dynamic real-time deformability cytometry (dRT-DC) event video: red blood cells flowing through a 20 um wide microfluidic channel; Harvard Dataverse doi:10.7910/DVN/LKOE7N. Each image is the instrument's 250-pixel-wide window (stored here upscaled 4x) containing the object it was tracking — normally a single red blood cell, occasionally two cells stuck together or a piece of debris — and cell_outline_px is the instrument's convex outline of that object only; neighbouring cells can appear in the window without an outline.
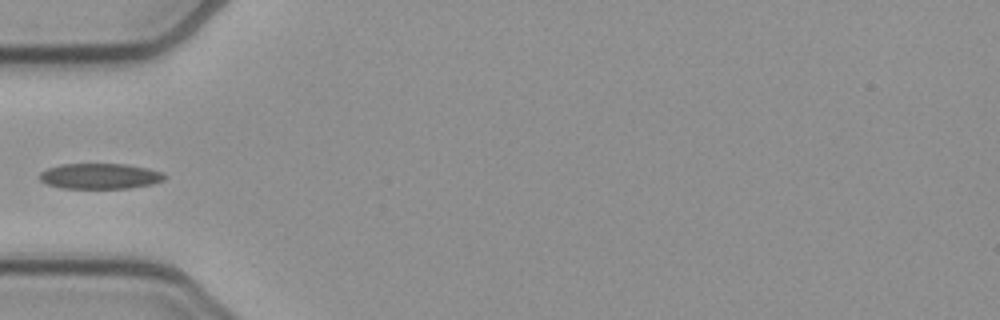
{"species": "common noctule bat (a hibernating species)", "species_latin": "Nyctalus noctula", "temperature_condition": "cold", "stored_images_in_passage": 36, "camera_frame_rate_fps": 3000, "um_per_image_px": 0.085, "animal": {"sex": "female", "body_mass_g": 21.9}, "frame": {"image": 1, "passage_image": 1, "time_ms": 0.0, "image_size_px": [1000, 320], "cell_outline_px": [[168, 176], [164, 180], [152, 184], [128, 188], [60, 188], [48, 184], [40, 180], [40, 172], [48, 168], [60, 164], [128, 164], [148, 168], [164, 172]], "centroid_in_image_um": [8.54, 14.96], "position_along_channel_um": 76.5, "area_um2": 18.73}}
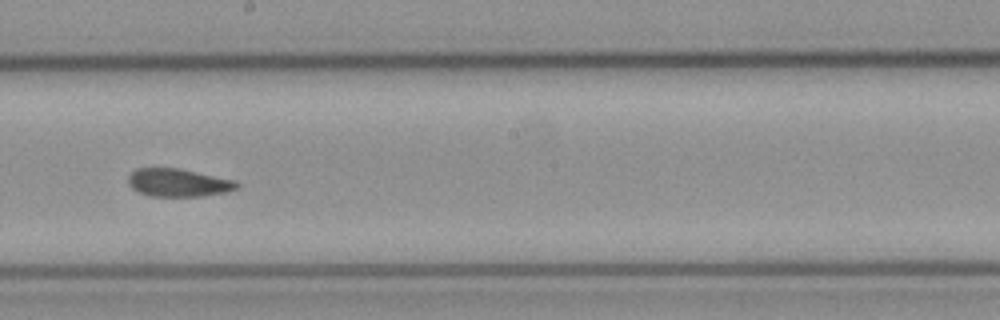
{"frame": {"image": 2, "passage_image": 13, "time_ms": 4.0, "image_size_px": [1000, 320], "cell_outline_px": [[240, 188], [224, 192], [204, 196], [148, 196], [132, 188], [128, 184], [128, 176], [136, 168], [180, 168], [236, 180], [240, 184]], "centroid_in_image_um": [15.18, 15.52], "position_along_channel_um": 233.0, "area_um2": 17.86}}
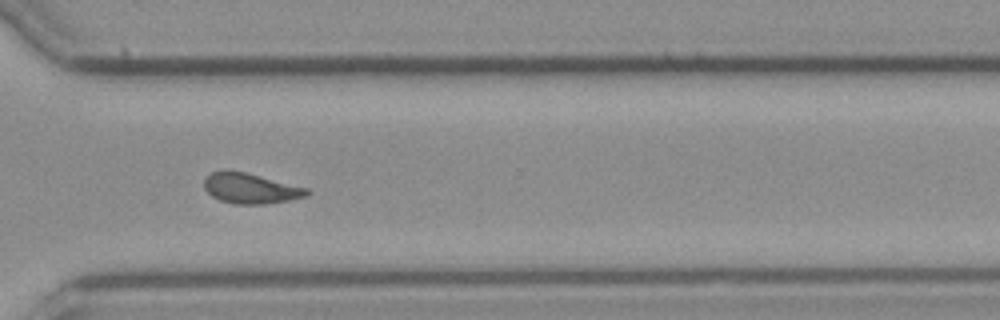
{"frame": {"image": 3, "passage_image": 22, "time_ms": 7.0, "image_size_px": [1000, 320], "cell_outline_px": [[312, 192], [308, 196], [288, 200], [264, 204], [232, 204], [220, 200], [212, 196], [204, 188], [204, 180], [212, 172], [224, 168], [244, 172], [308, 188]], "centroid_in_image_um": [21.29, 16.0], "position_along_channel_um": 349.3, "area_um2": 18.26}}